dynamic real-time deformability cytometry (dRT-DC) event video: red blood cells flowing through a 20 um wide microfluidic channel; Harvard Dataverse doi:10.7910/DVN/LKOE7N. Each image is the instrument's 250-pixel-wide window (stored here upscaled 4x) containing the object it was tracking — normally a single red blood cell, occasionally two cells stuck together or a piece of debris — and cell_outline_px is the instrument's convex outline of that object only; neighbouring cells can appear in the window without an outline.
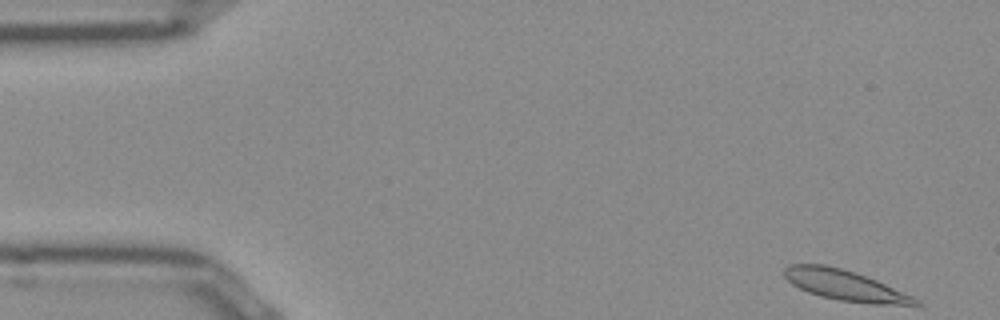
{"species": "Egyptian fruit bat (a non-hibernating species)", "species_latin": "Rousettus aegyptiacus", "temperature_condition": "room temperature", "stored_images_in_passage": 50, "camera_frame_rate_fps": 3000, "um_per_image_px": 0.085, "frame": {"image": 1, "passage_image": 1, "time_ms": 0.0, "image_size_px": [1000, 320], "cell_outline_px": [[924, 304], [872, 304], [840, 300], [820, 296], [808, 292], [792, 284], [784, 276], [784, 268], [788, 264], [828, 264], [856, 272], [876, 280], [912, 296], [920, 300]], "centroid_in_image_um": [71.78, 24.23], "position_along_channel_um": 13.2, "area_um2": 23.12}}
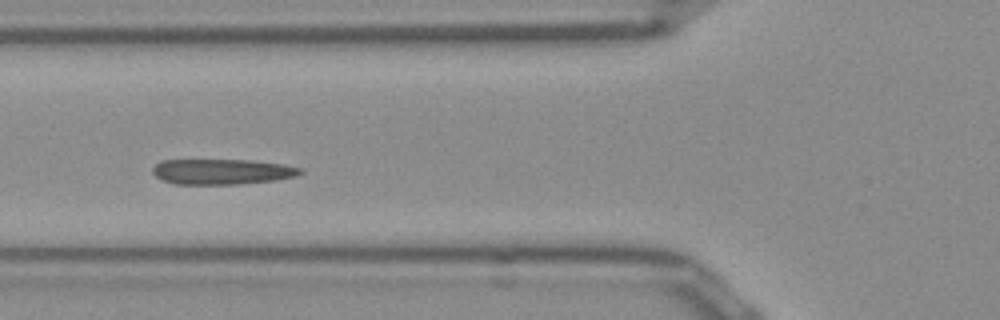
{"frame": {"image": 2, "passage_image": 17, "time_ms": 5.333, "image_size_px": [1000, 320], "cell_outline_px": [[304, 172], [296, 176], [276, 180], [240, 184], [176, 184], [160, 180], [152, 172], [152, 168], [160, 160], [252, 160], [284, 164], [304, 168]], "centroid_in_image_um": [18.9, 14.59], "position_along_channel_um": 106.9, "area_um2": 22.14}}
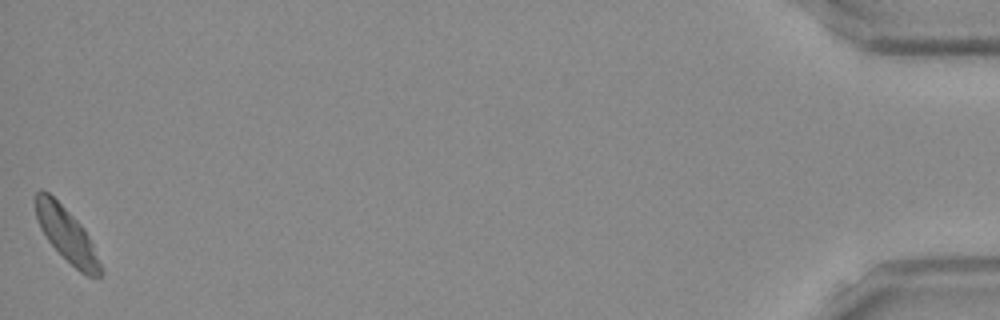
{"frame": {"image": 3, "passage_image": 50, "time_ms": 16.333, "image_size_px": [1000, 320], "cell_outline_px": [[104, 272], [100, 276], [88, 276], [80, 272], [48, 240], [40, 228], [36, 220], [32, 200], [32, 196], [40, 188], [48, 192], [84, 228], [92, 244]], "centroid_in_image_um": [5.6, 19.88], "position_along_channel_um": 429.6, "area_um2": 20.23}, "authors_computed_cell_mechanics": {"area_um2": 21.7906, "velocity_mm_per_s": 3.8485, "shape_relaxation_time_tau1_ms": 7.4415, "shape_relaxation_time_tau2_ms": null, "deformation_change_tau1": 0.1596, "deformation_change_tau2": null}}